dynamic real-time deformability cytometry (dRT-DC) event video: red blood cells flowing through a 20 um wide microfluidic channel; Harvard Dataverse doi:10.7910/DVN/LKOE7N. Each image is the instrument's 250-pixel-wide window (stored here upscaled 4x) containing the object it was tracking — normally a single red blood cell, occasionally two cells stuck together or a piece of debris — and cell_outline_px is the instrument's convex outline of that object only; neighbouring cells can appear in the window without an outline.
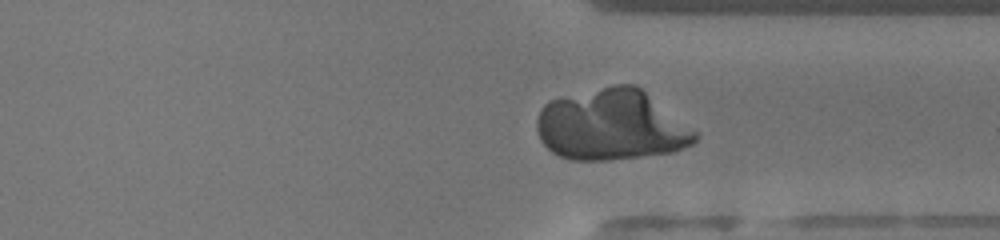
{"species": "human", "species_latin": "Homo sapiens", "temperature_condition": "warm", "stored_images_in_passage": 38, "camera_frame_rate_fps": 3000, "um_per_image_px": 0.085, "donor": {"sex": "female"}, "frame": {"image": 1, "passage_image": 33, "time_ms": 10.667, "image_size_px": [1000, 240], "cell_outline_px": [[696, 140], [692, 144], [672, 152], [608, 160], [568, 160], [552, 152], [540, 140], [536, 128], [536, 120], [540, 108], [548, 100], [612, 84], [636, 84], [696, 132]], "centroid_in_image_um": [51.9, 10.62], "position_along_channel_um": 359.5, "area_um2": 65.2}}
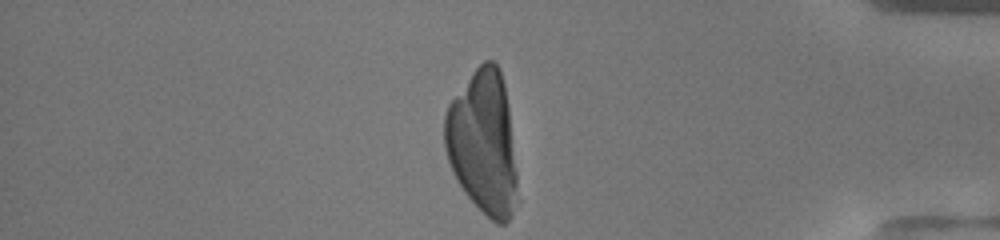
{"frame": {"image": 2, "passage_image": 38, "time_ms": 12.333, "image_size_px": [1000, 240], "cell_outline_px": [[520, 200], [512, 216], [504, 224], [496, 224], [464, 192], [456, 180], [452, 172], [444, 148], [444, 116], [448, 104], [472, 72], [484, 60], [492, 60], [500, 68], [504, 84], [508, 104]], "centroid_in_image_um": [41.08, 12.16], "position_along_channel_um": 394.1, "area_um2": 61.44}}